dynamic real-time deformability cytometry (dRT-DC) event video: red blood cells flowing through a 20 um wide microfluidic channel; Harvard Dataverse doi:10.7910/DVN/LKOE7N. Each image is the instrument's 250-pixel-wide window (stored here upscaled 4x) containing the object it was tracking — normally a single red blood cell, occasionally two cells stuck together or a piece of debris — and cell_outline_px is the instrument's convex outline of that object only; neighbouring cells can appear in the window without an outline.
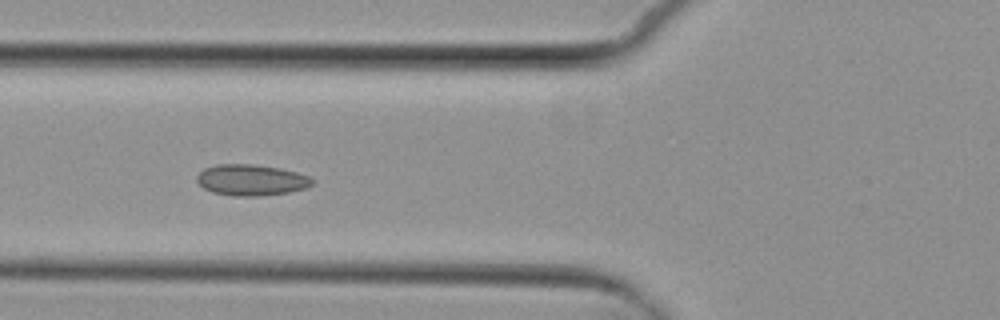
{"species": "common noctule bat (a hibernating species)", "species_latin": "Nyctalus noctula", "temperature_condition": "cold", "stored_images_in_passage": 9, "camera_frame_rate_fps": 3000, "um_per_image_px": 0.085, "animal": {"sex": "female", "body_mass_g": 29.2, "forearm_length_mm": 56.3}, "frame": {"image": 1, "passage_image": 7, "time_ms": 7.0, "image_size_px": [1000, 320], "cell_outline_px": [[312, 184], [304, 188], [288, 192], [256, 196], [232, 196], [212, 192], [204, 188], [196, 180], [196, 176], [204, 168], [216, 164], [252, 164], [280, 168], [312, 176]], "centroid_in_image_um": [21.33, 15.29], "position_along_channel_um": 104.5, "area_um2": 20.87}}
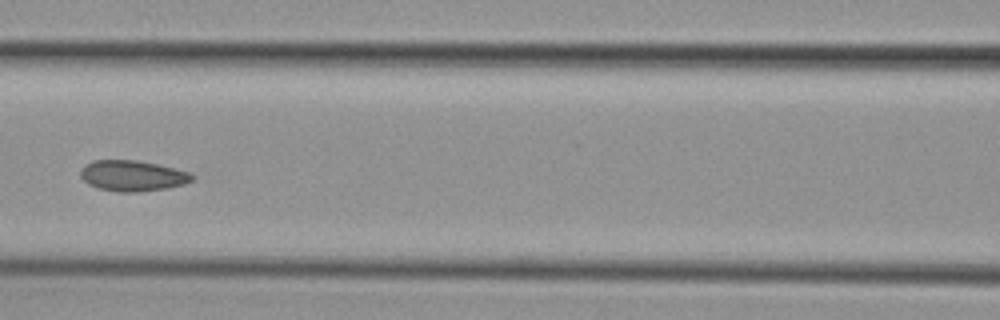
{"frame": {"image": 2, "passage_image": 8, "time_ms": 8.333, "image_size_px": [1000, 320], "cell_outline_px": [[196, 176], [192, 180], [184, 184], [168, 188], [136, 192], [116, 192], [96, 188], [88, 184], [80, 176], [80, 168], [84, 164], [92, 160], [136, 160], [176, 168], [188, 172]], "centroid_in_image_um": [11.23, 14.94], "position_along_channel_um": 155.4, "area_um2": 20.23}}
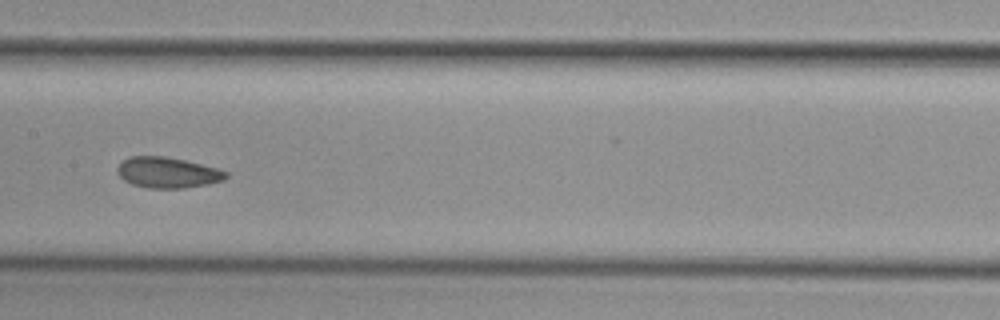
{"frame": {"image": 3, "passage_image": 9, "time_ms": 9.333, "image_size_px": [1000, 320], "cell_outline_px": [[228, 176], [224, 180], [208, 184], [184, 188], [148, 188], [132, 184], [124, 180], [116, 172], [116, 168], [128, 156], [164, 156], [184, 160], [216, 168], [228, 172]], "centroid_in_image_um": [14.23, 14.67], "position_along_channel_um": 193.2, "area_um2": 19.42}}